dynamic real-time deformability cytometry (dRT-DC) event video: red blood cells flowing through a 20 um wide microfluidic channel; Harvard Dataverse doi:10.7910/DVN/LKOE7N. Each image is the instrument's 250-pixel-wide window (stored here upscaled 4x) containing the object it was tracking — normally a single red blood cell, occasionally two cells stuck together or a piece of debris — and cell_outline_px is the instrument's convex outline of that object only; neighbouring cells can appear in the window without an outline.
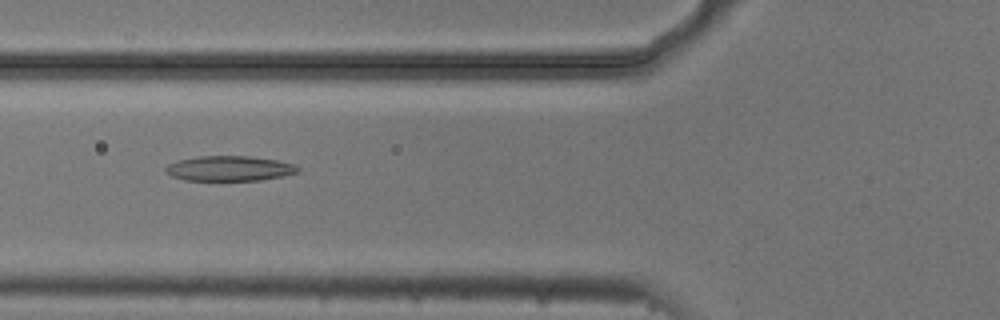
{"species": "common noctule bat (a hibernating species)", "species_latin": "Nyctalus noctula", "temperature_condition": "cold", "stored_images_in_passage": 5, "camera_frame_rate_fps": 3000, "um_per_image_px": 0.085, "animal": {"sex": "male", "body_mass_g": 20.5, "forearm_length_mm": 52.5}, "frame": {"image": 1, "passage_image": 4, "time_ms": 1.0, "image_size_px": [1000, 320], "cell_outline_px": [[300, 168], [296, 172], [284, 176], [260, 180], [184, 180], [172, 176], [164, 168], [168, 164], [180, 160], [200, 156], [248, 156], [276, 160], [292, 164]], "centroid_in_image_um": [19.49, 14.32], "position_along_channel_um": 106.3, "area_um2": 19.02}}
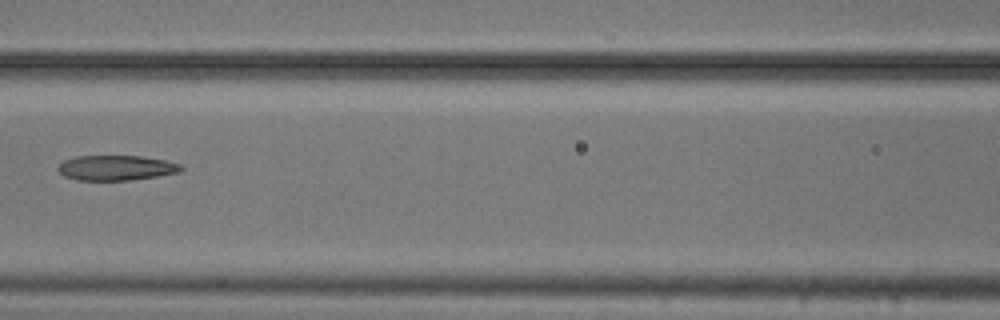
{"frame": {"image": 2, "passage_image": 5, "time_ms": 1.333, "image_size_px": [1000, 320], "cell_outline_px": [[184, 168], [180, 172], [156, 176], [128, 180], [76, 180], [64, 176], [56, 168], [64, 160], [76, 156], [140, 156], [164, 160], [180, 164]], "centroid_in_image_um": [9.85, 14.26], "position_along_channel_um": 156.7, "area_um2": 17.86}}